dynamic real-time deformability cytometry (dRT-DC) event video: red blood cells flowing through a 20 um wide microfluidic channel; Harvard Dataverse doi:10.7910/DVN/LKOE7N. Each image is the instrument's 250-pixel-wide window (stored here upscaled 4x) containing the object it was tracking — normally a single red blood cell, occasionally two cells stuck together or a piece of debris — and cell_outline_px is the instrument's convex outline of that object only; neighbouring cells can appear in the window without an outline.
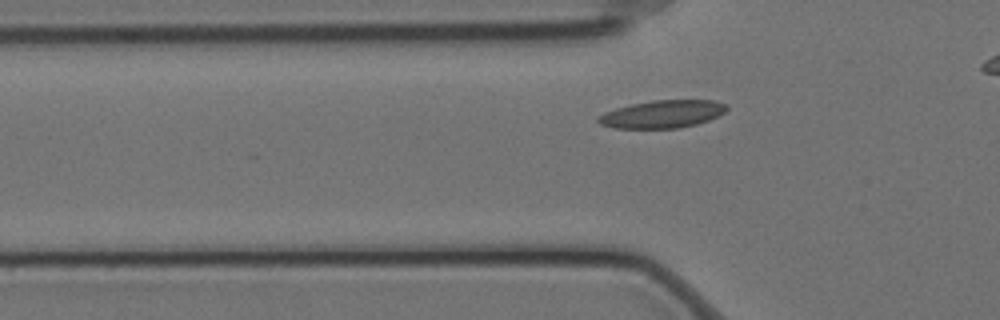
{"species": "Egyptian fruit bat (a non-hibernating species)", "species_latin": "Rousettus aegyptiacus", "temperature_condition": "cold", "stored_images_in_passage": 11, "camera_frame_rate_fps": 3000, "um_per_image_px": 0.085, "animal": {"sex": "female"}, "frame": {"image": 1, "passage_image": 5, "time_ms": 1.333, "image_size_px": [1000, 320], "cell_outline_px": [[728, 108], [724, 112], [708, 120], [696, 124], [680, 128], [612, 128], [600, 124], [596, 120], [596, 116], [604, 112], [616, 108], [632, 104], [652, 100], [716, 100], [728, 104]], "centroid_in_image_um": [56.28, 9.69], "position_along_channel_um": 69.5, "area_um2": 20.87}}
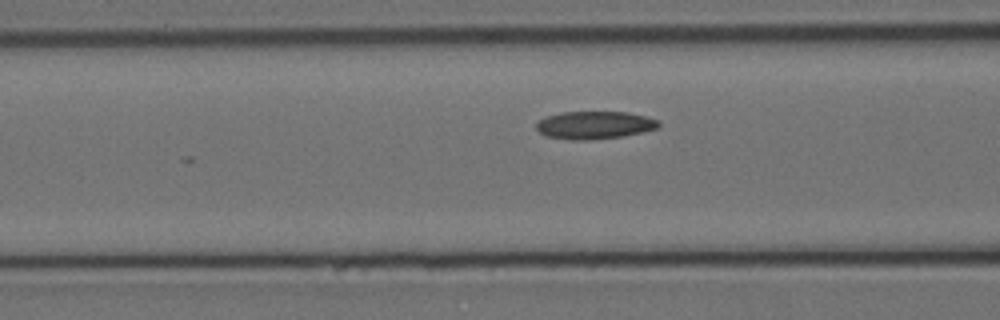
{"frame": {"image": 2, "passage_image": 9, "time_ms": 2.667, "image_size_px": [1000, 320], "cell_outline_px": [[660, 124], [656, 128], [624, 136], [588, 140], [572, 140], [544, 136], [536, 128], [536, 124], [544, 116], [560, 112], [628, 112], [648, 116], [660, 120]], "centroid_in_image_um": [50.52, 10.62], "position_along_channel_um": 116.1, "area_um2": 19.94}}